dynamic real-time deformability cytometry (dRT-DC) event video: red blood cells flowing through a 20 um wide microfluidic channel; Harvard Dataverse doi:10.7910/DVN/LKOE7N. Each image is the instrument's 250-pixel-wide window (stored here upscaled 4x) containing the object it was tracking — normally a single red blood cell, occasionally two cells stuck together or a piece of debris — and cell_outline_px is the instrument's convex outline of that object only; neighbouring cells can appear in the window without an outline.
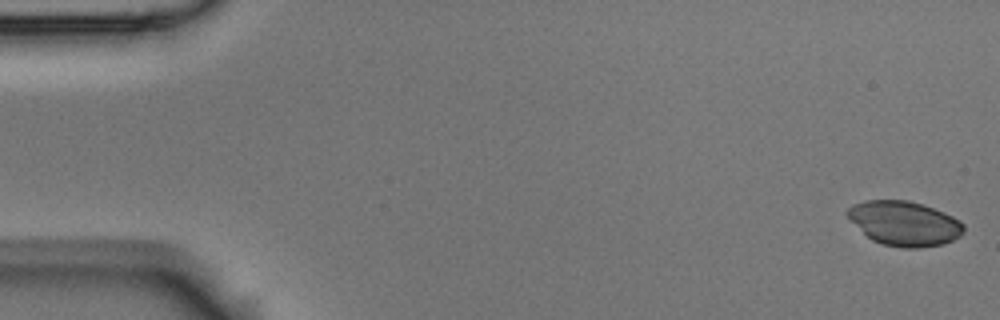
{"species": "Egyptian fruit bat (a non-hibernating species)", "species_latin": "Rousettus aegyptiacus", "temperature_condition": "room temperature", "stored_images_in_passage": 6, "camera_frame_rate_fps": 3000, "um_per_image_px": 0.085, "animal": {"sex": "male"}, "frame": {"image": 1, "passage_image": 1, "time_ms": 0.0, "image_size_px": [1000, 320], "cell_outline_px": [[964, 232], [960, 236], [944, 244], [920, 248], [904, 248], [884, 244], [872, 240], [844, 212], [852, 204], [864, 200], [908, 200], [944, 212], [960, 220], [964, 224]], "centroid_in_image_um": [76.89, 18.98], "position_along_channel_um": 8.1, "area_um2": 30.0}}